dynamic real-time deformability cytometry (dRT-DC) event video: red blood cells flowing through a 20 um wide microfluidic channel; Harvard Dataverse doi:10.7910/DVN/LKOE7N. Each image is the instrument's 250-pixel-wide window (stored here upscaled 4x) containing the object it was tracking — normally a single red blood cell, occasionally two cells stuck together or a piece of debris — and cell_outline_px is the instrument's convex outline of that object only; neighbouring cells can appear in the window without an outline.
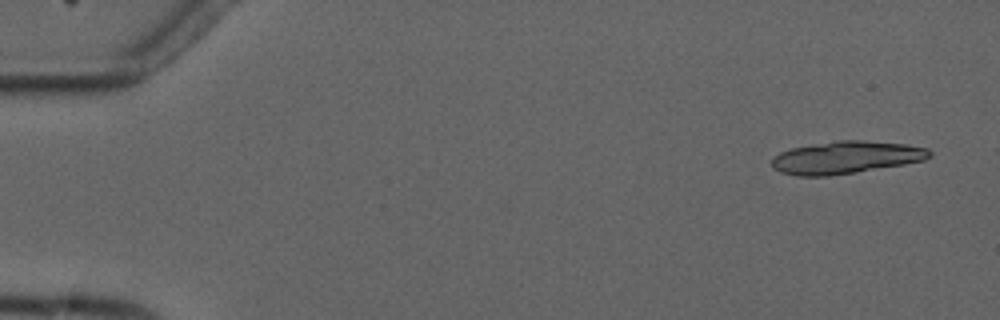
{"species": "common noctule bat (a hibernating species)", "species_latin": "Nyctalus noctula", "temperature_condition": "cold", "stored_images_in_passage": 6, "camera_frame_rate_fps": 3000, "um_per_image_px": 0.085, "animal": {"sex": "male", "forearm_length_mm": 52.5}, "frame": {"image": 1, "passage_image": 1, "time_ms": 0.0, "image_size_px": [1000, 320], "cell_outline_px": [[932, 156], [924, 160], [904, 164], [856, 172], [828, 176], [796, 176], [780, 172], [772, 168], [772, 156], [780, 152], [792, 148], [840, 140], [864, 140], [904, 144], [928, 148], [932, 152]], "centroid_in_image_um": [71.9, 13.39], "position_along_channel_um": 13.1, "area_um2": 29.82}}